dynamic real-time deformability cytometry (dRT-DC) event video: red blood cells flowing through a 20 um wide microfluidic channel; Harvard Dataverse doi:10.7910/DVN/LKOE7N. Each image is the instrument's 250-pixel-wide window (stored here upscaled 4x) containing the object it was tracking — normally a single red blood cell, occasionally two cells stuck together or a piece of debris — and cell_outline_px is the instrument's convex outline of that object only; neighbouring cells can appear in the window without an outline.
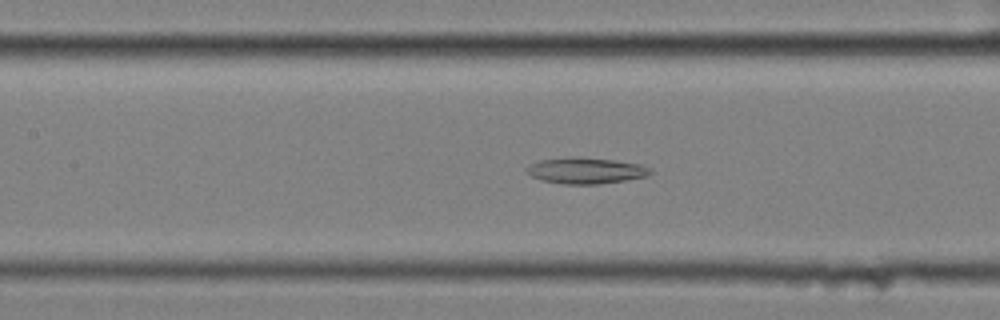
{"species": "common noctule bat (a hibernating species)", "species_latin": "Nyctalus noctula", "temperature_condition": "cold", "stored_images_in_passage": 45, "camera_frame_rate_fps": 3000, "um_per_image_px": 0.085, "animal": {"sex": "female", "body_mass_g": 25.1}, "frame": {"image": 1, "passage_image": 13, "time_ms": 4.0, "image_size_px": [1000, 320], "cell_outline_px": [[652, 172], [648, 176], [600, 184], [564, 184], [540, 180], [532, 176], [528, 172], [528, 168], [532, 164], [540, 160], [576, 156], [580, 156], [612, 160], [640, 164], [652, 168]], "centroid_in_image_um": [49.84, 14.5], "position_along_channel_um": 157.6, "area_um2": 18.73}}
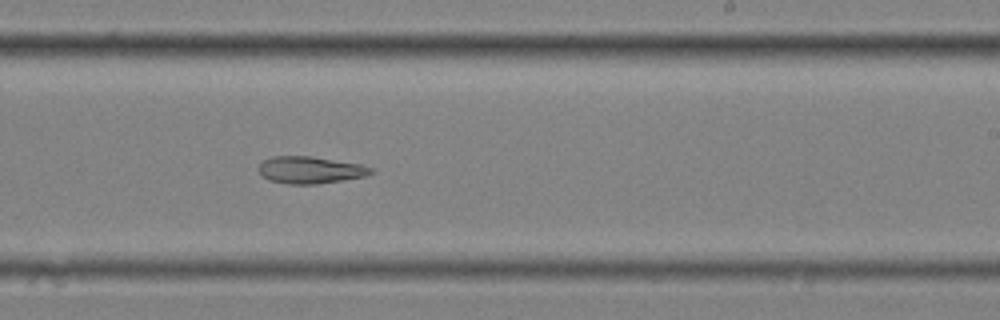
{"frame": {"image": 2, "passage_image": 22, "time_ms": 7.0, "image_size_px": [1000, 320], "cell_outline_px": [[372, 172], [364, 176], [316, 184], [288, 184], [268, 180], [256, 168], [264, 160], [272, 156], [312, 156], [360, 164], [372, 168]], "centroid_in_image_um": [26.31, 14.44], "position_along_channel_um": 262.7, "area_um2": 17.51}}
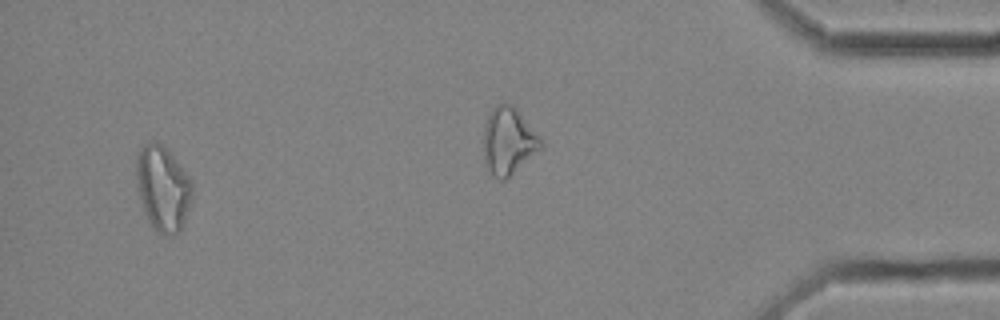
{"frame": {"image": 3, "passage_image": 42, "time_ms": 13.667, "image_size_px": [1000, 320], "cell_outline_px": [[192, 200], [180, 232], [172, 236], [164, 236], [156, 232], [148, 220], [144, 212], [140, 200], [136, 184], [136, 156], [140, 148], [148, 140], [152, 140], [160, 144], [172, 156], [192, 180]], "centroid_in_image_um": [13.82, 16.04], "position_along_channel_um": 421.4, "area_um2": 27.98}}